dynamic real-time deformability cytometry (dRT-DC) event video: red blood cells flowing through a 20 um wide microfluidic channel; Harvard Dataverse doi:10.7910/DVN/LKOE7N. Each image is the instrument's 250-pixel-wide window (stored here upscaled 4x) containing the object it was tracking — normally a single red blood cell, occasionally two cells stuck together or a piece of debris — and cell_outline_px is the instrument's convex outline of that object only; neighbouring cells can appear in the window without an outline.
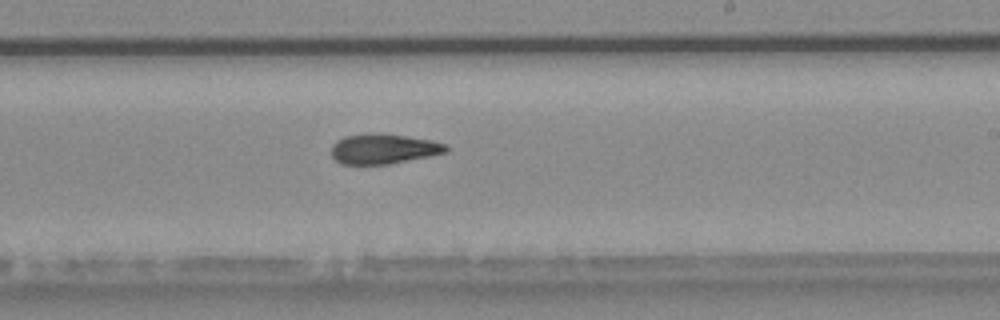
{"species": "common noctule bat (a hibernating species)", "species_latin": "Nyctalus noctula", "temperature_condition": "warm", "stored_images_in_passage": 39, "camera_frame_rate_fps": 3000, "um_per_image_px": 0.085, "animal": {"sex": "male", "body_mass_g": 20.4}, "frame": {"image": 1, "passage_image": 23, "time_ms": 7.333, "image_size_px": [1000, 320], "cell_outline_px": [[448, 152], [388, 164], [344, 164], [336, 160], [332, 156], [332, 144], [336, 140], [344, 136], [368, 132], [380, 132], [432, 140], [448, 144]], "centroid_in_image_um": [32.6, 12.62], "position_along_channel_um": 256.4, "area_um2": 20.29}, "authors_computed_cell_mechanics": {"area_um2": 20.2878, "velocity_mm_per_s": 3.94, "shape_relaxation_time_tau1_ms": null, "shape_relaxation_time_tau2_ms": 4.5959, "deformation_change_tau1": null, "deformation_change_tau2": 0.1349}}